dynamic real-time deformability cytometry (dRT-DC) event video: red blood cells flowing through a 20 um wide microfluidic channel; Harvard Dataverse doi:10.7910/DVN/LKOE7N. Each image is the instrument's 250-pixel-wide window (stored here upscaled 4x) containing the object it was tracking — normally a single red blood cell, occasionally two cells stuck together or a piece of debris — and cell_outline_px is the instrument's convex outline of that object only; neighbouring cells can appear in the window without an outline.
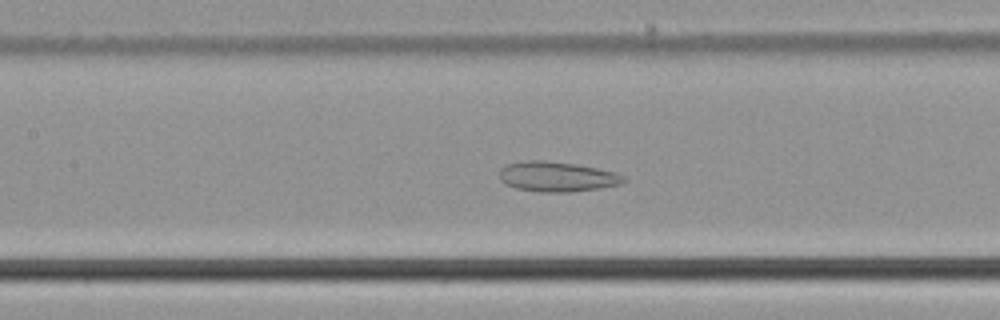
{"species": "common noctule bat (a hibernating species)", "species_latin": "Nyctalus noctula", "temperature_condition": "cold", "stored_images_in_passage": 56, "camera_frame_rate_fps": 3000, "um_per_image_px": 0.085, "animal": {"sex": "male", "body_mass_g": 21.5, "forearm_length_mm": 52.0}, "frame": {"image": 1, "passage_image": 27, "time_ms": 8.667, "image_size_px": [1000, 320], "cell_outline_px": [[628, 180], [620, 184], [600, 188], [572, 192], [540, 192], [516, 188], [504, 184], [500, 180], [500, 168], [508, 164], [528, 160], [544, 160], [572, 164], [596, 168], [616, 172], [624, 176]], "centroid_in_image_um": [47.35, 15.02], "position_along_channel_um": 160.1, "area_um2": 21.73}}
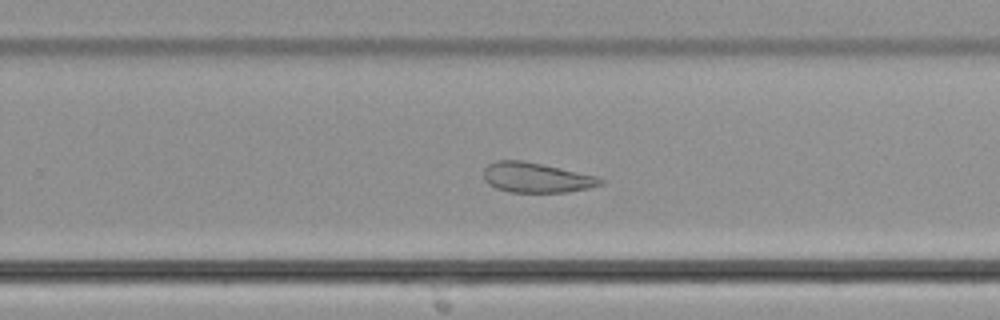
{"frame": {"image": 2, "passage_image": 37, "time_ms": 12.0, "image_size_px": [1000, 320], "cell_outline_px": [[604, 184], [588, 188], [568, 192], [512, 192], [496, 188], [488, 184], [484, 180], [484, 168], [488, 164], [496, 160], [524, 160], [596, 176], [604, 180]], "centroid_in_image_um": [45.57, 15.09], "position_along_channel_um": 284.2, "area_um2": 20.4}}
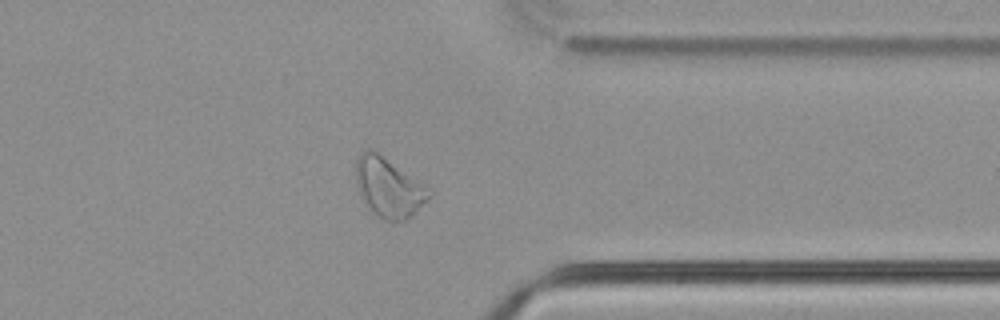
{"frame": {"image": 3, "passage_image": 45, "time_ms": 14.667, "image_size_px": [1000, 320], "cell_outline_px": [[436, 192], [428, 200], [404, 220], [384, 220], [372, 212], [368, 208], [356, 184], [356, 156], [364, 148], [372, 148]], "centroid_in_image_um": [33.04, 15.88], "position_along_channel_um": 378.4, "area_um2": 25.37}, "authors_computed_cell_mechanics": {"area_um2": 28.4376, "velocity_mm_per_s": 3.7371, "shape_relaxation_time_tau1_ms": null, "shape_relaxation_time_tau2_ms": 2.4127, "deformation_change_tau1": null, "deformation_change_tau2": 0.0973}}